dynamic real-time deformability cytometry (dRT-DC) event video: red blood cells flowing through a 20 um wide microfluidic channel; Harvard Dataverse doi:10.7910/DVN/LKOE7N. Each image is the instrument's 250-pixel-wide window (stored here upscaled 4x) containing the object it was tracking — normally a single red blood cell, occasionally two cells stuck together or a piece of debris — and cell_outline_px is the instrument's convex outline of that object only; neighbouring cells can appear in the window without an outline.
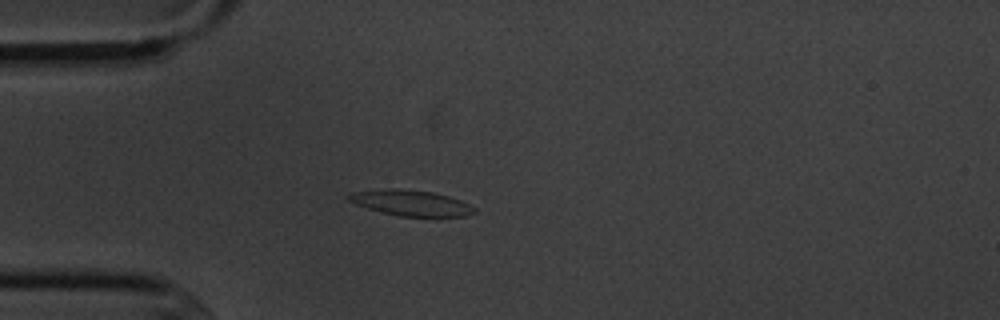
{"species": "common noctule bat (a hibernating species)", "species_latin": "Nyctalus noctula", "temperature_condition": "cold", "stored_images_in_passage": 4, "camera_frame_rate_fps": 3000, "um_per_image_px": 0.085, "animal": {"sex": "male", "body_mass_g": 20.1, "forearm_length_mm": 53.5}, "frame": {"image": 1, "passage_image": 4, "time_ms": 3.333, "image_size_px": [1000, 320], "cell_outline_px": [[476, 212], [464, 216], [400, 216], [368, 208], [356, 204], [348, 200], [348, 196], [352, 192], [388, 188], [400, 188], [432, 192], [448, 196], [460, 200], [476, 208]], "centroid_in_image_um": [34.94, 17.24], "position_along_channel_um": 50.1, "area_um2": 18.55}}